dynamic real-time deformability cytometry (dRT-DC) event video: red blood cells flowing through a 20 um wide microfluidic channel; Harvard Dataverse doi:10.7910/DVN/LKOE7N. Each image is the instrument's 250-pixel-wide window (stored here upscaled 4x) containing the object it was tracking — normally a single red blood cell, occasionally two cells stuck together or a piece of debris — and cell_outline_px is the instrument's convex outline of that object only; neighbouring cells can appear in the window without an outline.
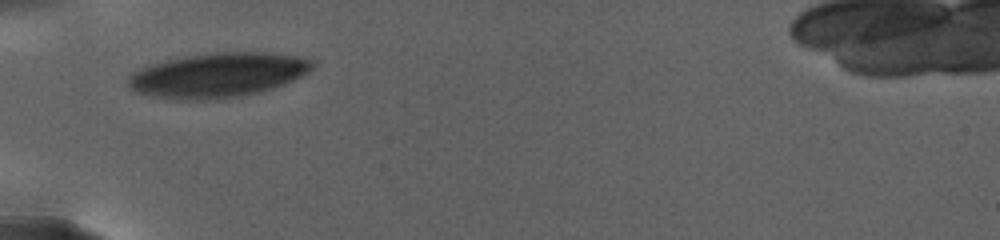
{"species": "human", "species_latin": "Homo sapiens", "temperature_condition": "warm", "stored_images_in_passage": 22, "camera_frame_rate_fps": 3000, "um_per_image_px": 0.085, "donor": {"sex": "female"}, "frame": {"image": 1, "passage_image": 1, "time_ms": 0.0, "image_size_px": [1000, 240], "cell_outline_px": [[312, 68], [308, 72], [292, 80], [272, 88], [260, 92], [240, 96], [216, 100], [176, 100], [152, 96], [136, 92], [128, 84], [128, 80], [140, 68], [148, 64], [184, 56], [212, 52], [264, 52], [296, 56], [308, 60], [312, 64]], "centroid_in_image_um": [18.48, 6.39], "position_along_channel_um": 66.5, "area_um2": 47.57}}
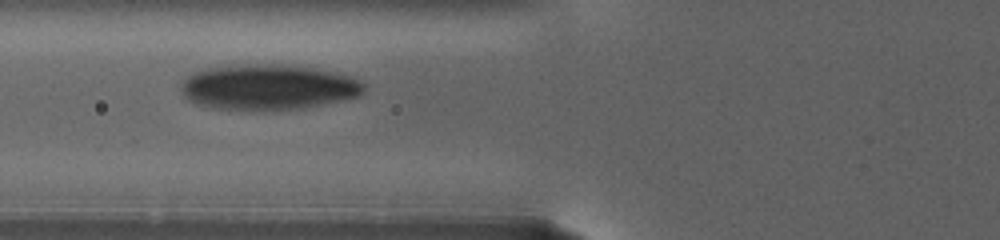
{"frame": {"image": 2, "passage_image": 13, "time_ms": 1.667, "image_size_px": [1000, 240], "cell_outline_px": [[364, 92], [360, 96], [344, 100], [308, 108], [264, 112], [252, 112], [212, 108], [196, 104], [188, 100], [184, 96], [184, 80], [192, 72], [208, 68], [244, 64], [300, 64], [336, 72], [352, 76], [360, 80], [364, 84]], "centroid_in_image_um": [22.87, 7.43], "position_along_channel_um": 102.9, "area_um2": 49.88}}
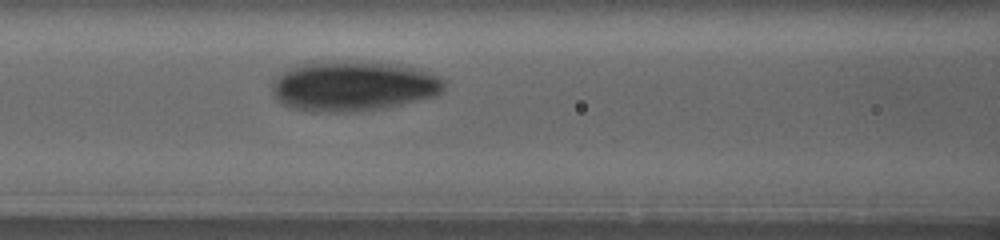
{"frame": {"image": 3, "passage_image": 21, "time_ms": 3.0, "image_size_px": [1000, 240], "cell_outline_px": [[444, 88], [436, 96], [400, 104], [380, 108], [356, 112], [308, 112], [288, 108], [276, 100], [272, 92], [272, 84], [288, 68], [300, 64], [364, 60], [392, 64], [416, 68], [436, 76], [444, 84]], "centroid_in_image_um": [29.97, 7.33], "position_along_channel_um": 136.6, "area_um2": 50.05}}